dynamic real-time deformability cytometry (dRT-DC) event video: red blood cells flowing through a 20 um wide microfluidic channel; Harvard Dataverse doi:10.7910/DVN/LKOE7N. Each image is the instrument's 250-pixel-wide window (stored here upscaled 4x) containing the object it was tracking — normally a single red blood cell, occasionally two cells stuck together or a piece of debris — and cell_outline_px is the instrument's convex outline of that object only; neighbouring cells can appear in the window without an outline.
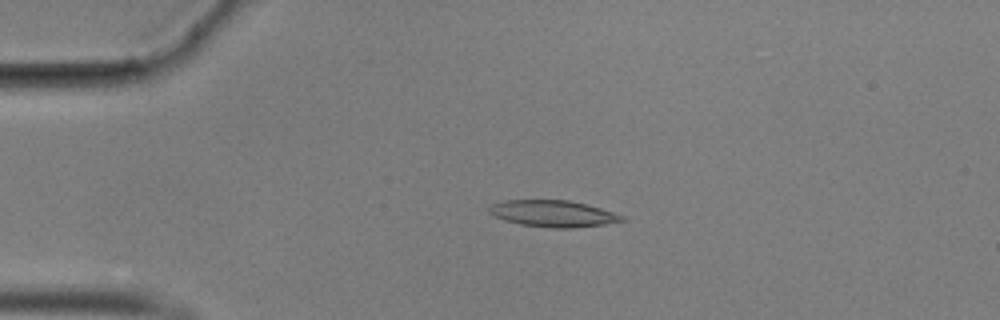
{"species": "common noctule bat (a hibernating species)", "species_latin": "Nyctalus noctula", "temperature_condition": "cold", "stored_images_in_passage": 45, "camera_frame_rate_fps": 3000, "um_per_image_px": 0.085, "animal": {"sex": "male", "body_mass_g": 17.9}, "frame": {"image": 1, "passage_image": 1, "time_ms": 0.0, "image_size_px": [1000, 320], "cell_outline_px": [[628, 220], [604, 224], [572, 228], [552, 228], [520, 224], [504, 220], [488, 212], [488, 208], [492, 204], [504, 200], [568, 200], [588, 204], [624, 216]], "centroid_in_image_um": [47.02, 18.15], "position_along_channel_um": 38.0, "area_um2": 20.52}}
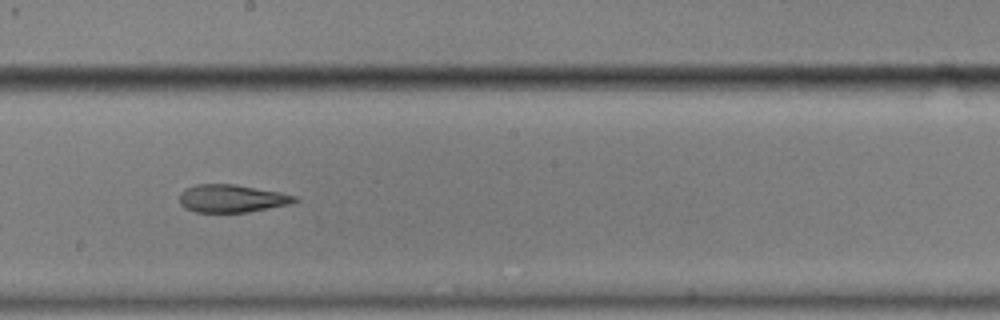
{"frame": {"image": 2, "passage_image": 20, "time_ms": 6.333, "image_size_px": [1000, 320], "cell_outline_px": [[300, 200], [292, 204], [248, 212], [196, 212], [184, 208], [180, 204], [180, 192], [184, 188], [196, 184], [232, 184], [280, 192], [296, 196]], "centroid_in_image_um": [19.7, 16.87], "position_along_channel_um": 228.5, "area_um2": 18.79}}
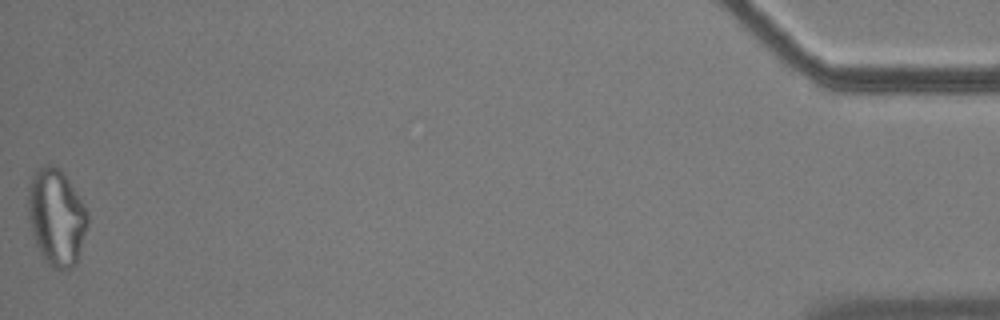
{"frame": {"image": 3, "passage_image": 45, "time_ms": 14.667, "image_size_px": [1000, 320], "cell_outline_px": [[88, 224], [76, 264], [72, 268], [52, 268], [44, 260], [36, 244], [32, 232], [28, 216], [28, 188], [32, 176], [44, 164], [52, 164], [64, 172], [88, 212]], "centroid_in_image_um": [4.79, 18.45], "position_along_channel_um": 430.4, "area_um2": 33.41}, "authors_computed_cell_mechanics": {"area_um2": 20.4034, "velocity_mm_per_s": 3.5237, "shape_relaxation_time_tau1_ms": null, "shape_relaxation_time_tau2_ms": 4.0405, "deformation_change_tau1": null, "deformation_change_tau2": 0.1456}}